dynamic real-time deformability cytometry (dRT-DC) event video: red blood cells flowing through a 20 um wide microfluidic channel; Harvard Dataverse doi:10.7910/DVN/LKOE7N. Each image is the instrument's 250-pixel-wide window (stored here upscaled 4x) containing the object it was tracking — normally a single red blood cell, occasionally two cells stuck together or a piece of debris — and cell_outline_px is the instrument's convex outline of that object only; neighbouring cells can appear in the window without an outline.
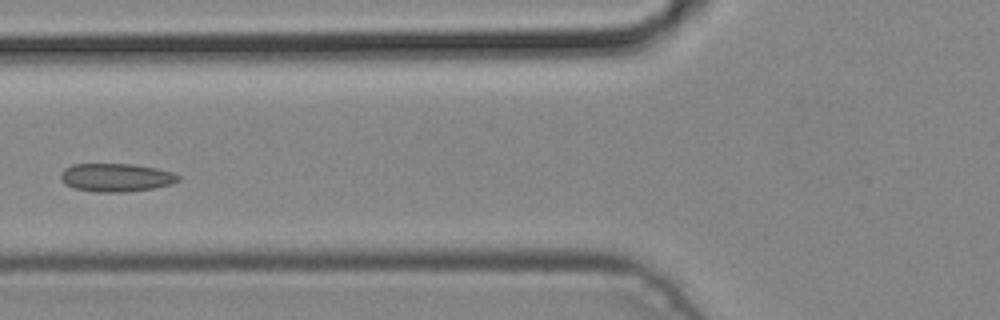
{"species": "common noctule bat (a hibernating species)", "species_latin": "Nyctalus noctula", "temperature_condition": "cold", "stored_images_in_passage": 7, "camera_frame_rate_fps": 3000, "um_per_image_px": 0.085, "animal": {"sex": "male", "body_mass_g": 19.2, "forearm_length_mm": 51.8}, "frame": {"image": 1, "passage_image": 6, "time_ms": 1.667, "image_size_px": [1000, 320], "cell_outline_px": [[180, 180], [172, 184], [156, 188], [124, 192], [92, 192], [76, 188], [64, 184], [60, 180], [60, 172], [64, 168], [72, 164], [136, 164], [156, 168], [172, 172], [180, 176]], "centroid_in_image_um": [9.86, 15.09], "position_along_channel_um": 115.9, "area_um2": 19.65}}
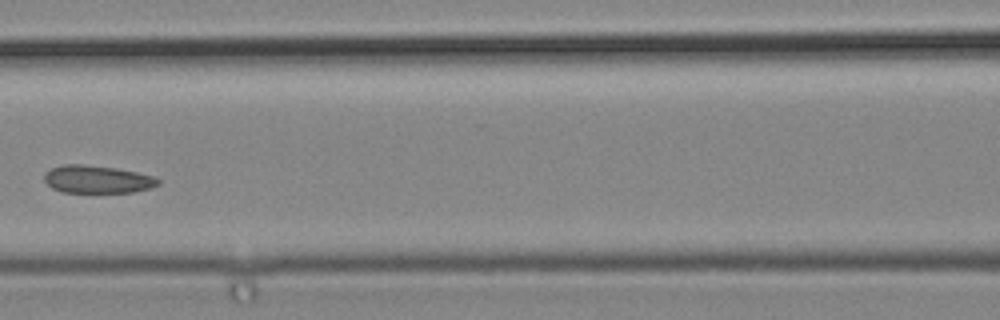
{"frame": {"image": 2, "passage_image": 7, "time_ms": 2.0, "image_size_px": [1000, 320], "cell_outline_px": [[160, 184], [152, 188], [132, 192], [64, 192], [52, 188], [44, 180], [44, 172], [48, 168], [64, 164], [84, 164], [116, 168], [136, 172], [152, 176], [160, 180]], "centroid_in_image_um": [8.24, 15.23], "position_along_channel_um": 158.4, "area_um2": 18.5}}